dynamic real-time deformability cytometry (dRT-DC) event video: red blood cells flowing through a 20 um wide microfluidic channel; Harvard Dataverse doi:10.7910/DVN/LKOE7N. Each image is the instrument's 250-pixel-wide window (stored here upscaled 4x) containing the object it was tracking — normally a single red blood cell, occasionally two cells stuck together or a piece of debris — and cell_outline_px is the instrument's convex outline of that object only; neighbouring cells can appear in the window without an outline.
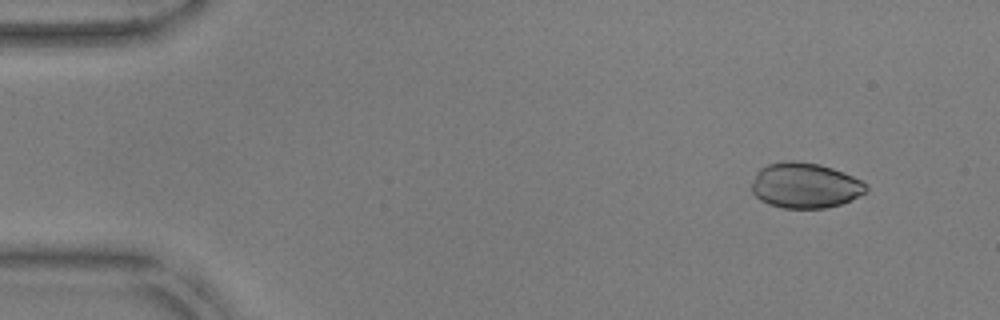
{"species": "common noctule bat (a hibernating species)", "species_latin": "Nyctalus noctula", "temperature_condition": "warm", "stored_images_in_passage": 19, "camera_frame_rate_fps": 3000, "um_per_image_px": 0.085, "animal": {"sex": "male", "body_mass_g": 17.9, "forearm_length_mm": 54.2}, "frame": {"image": 1, "passage_image": 4, "time_ms": 1.0, "image_size_px": [1000, 320], "cell_outline_px": [[868, 188], [864, 192], [852, 200], [828, 208], [784, 208], [768, 204], [760, 200], [752, 192], [752, 184], [756, 172], [760, 168], [768, 164], [784, 160], [796, 160], [820, 164], [844, 172], [868, 184]], "centroid_in_image_um": [68.42, 15.75], "position_along_channel_um": 16.6, "area_um2": 30.46}}
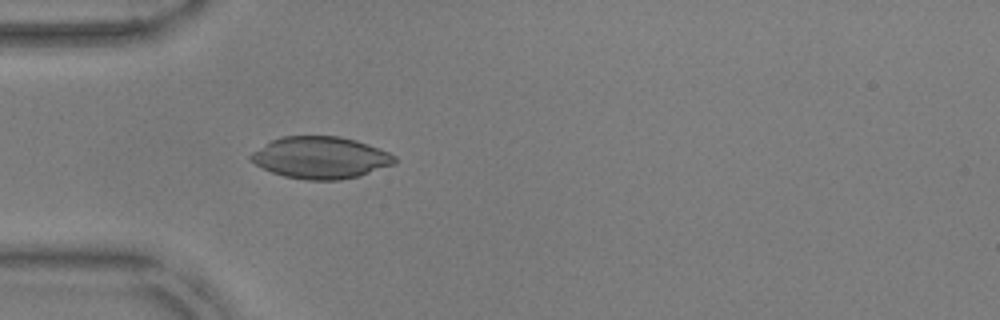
{"frame": {"image": 2, "passage_image": 15, "time_ms": 4.667, "image_size_px": [1000, 320], "cell_outline_px": [[396, 164], [360, 176], [340, 180], [304, 180], [284, 176], [272, 172], [248, 160], [248, 156], [252, 152], [272, 140], [280, 136], [340, 136], [356, 140], [368, 144], [388, 152], [396, 156]], "centroid_in_image_um": [27.26, 13.4], "position_along_channel_um": 57.7, "area_um2": 35.32}}